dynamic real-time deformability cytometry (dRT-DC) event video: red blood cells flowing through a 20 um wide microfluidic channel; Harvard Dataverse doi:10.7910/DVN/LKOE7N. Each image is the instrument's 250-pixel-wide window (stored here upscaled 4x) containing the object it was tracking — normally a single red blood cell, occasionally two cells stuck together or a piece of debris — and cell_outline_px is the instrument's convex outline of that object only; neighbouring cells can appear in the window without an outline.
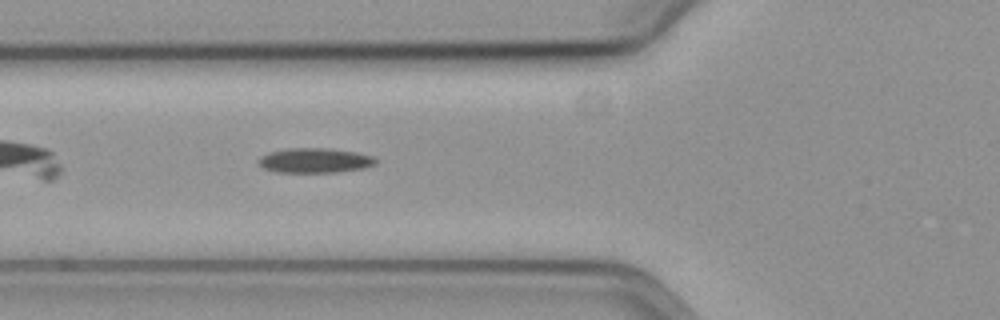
{"species": "common noctule bat (a hibernating species)", "species_latin": "Nyctalus noctula", "temperature_condition": "cold", "stored_images_in_passage": 34, "camera_frame_rate_fps": 3000, "um_per_image_px": 0.085, "animal": {"sex": "female", "body_mass_g": 19.3, "forearm_length_mm": 54.1}, "frame": {"image": 1, "passage_image": 6, "time_ms": 1.667, "image_size_px": [1000, 320], "cell_outline_px": [[376, 164], [364, 168], [336, 172], [276, 172], [264, 168], [256, 160], [260, 156], [268, 152], [284, 148], [328, 148], [356, 152], [372, 156], [376, 160]], "centroid_in_image_um": [26.72, 13.63], "position_along_channel_um": 99.1, "area_um2": 16.99}}
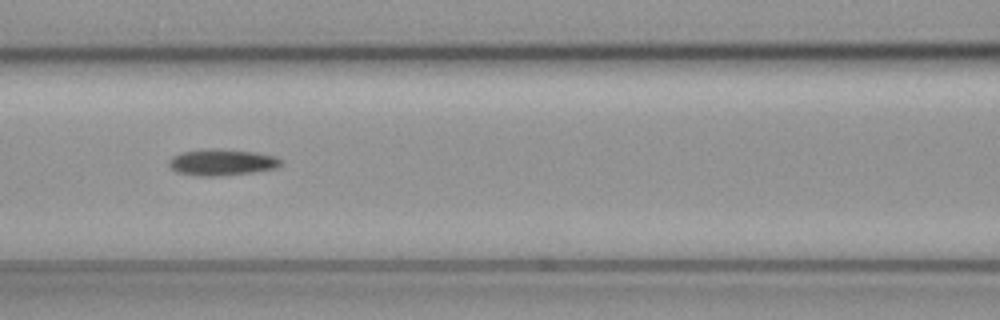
{"frame": {"image": 2, "passage_image": 10, "time_ms": 3.0, "image_size_px": [1000, 320], "cell_outline_px": [[284, 160], [276, 168], [252, 172], [216, 176], [200, 176], [176, 172], [168, 164], [168, 160], [172, 156], [180, 152], [256, 152], [276, 156]], "centroid_in_image_um": [18.88, 13.85], "position_along_channel_um": 147.7, "area_um2": 16.13}}